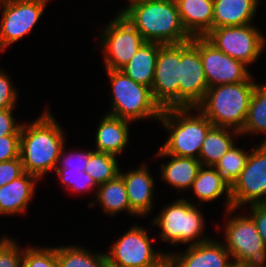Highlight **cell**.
Returning <instances> with one entry per match:
<instances>
[{
	"instance_id": "cell-31",
	"label": "cell",
	"mask_w": 266,
	"mask_h": 267,
	"mask_svg": "<svg viewBox=\"0 0 266 267\" xmlns=\"http://www.w3.org/2000/svg\"><path fill=\"white\" fill-rule=\"evenodd\" d=\"M23 267H59L56 247H27L23 250Z\"/></svg>"
},
{
	"instance_id": "cell-18",
	"label": "cell",
	"mask_w": 266,
	"mask_h": 267,
	"mask_svg": "<svg viewBox=\"0 0 266 267\" xmlns=\"http://www.w3.org/2000/svg\"><path fill=\"white\" fill-rule=\"evenodd\" d=\"M185 30L205 37L213 29V0H175Z\"/></svg>"
},
{
	"instance_id": "cell-38",
	"label": "cell",
	"mask_w": 266,
	"mask_h": 267,
	"mask_svg": "<svg viewBox=\"0 0 266 267\" xmlns=\"http://www.w3.org/2000/svg\"><path fill=\"white\" fill-rule=\"evenodd\" d=\"M14 108L0 110V136L20 135L22 124H16L12 116Z\"/></svg>"
},
{
	"instance_id": "cell-15",
	"label": "cell",
	"mask_w": 266,
	"mask_h": 267,
	"mask_svg": "<svg viewBox=\"0 0 266 267\" xmlns=\"http://www.w3.org/2000/svg\"><path fill=\"white\" fill-rule=\"evenodd\" d=\"M199 50L191 43H180L179 107H197L208 90Z\"/></svg>"
},
{
	"instance_id": "cell-36",
	"label": "cell",
	"mask_w": 266,
	"mask_h": 267,
	"mask_svg": "<svg viewBox=\"0 0 266 267\" xmlns=\"http://www.w3.org/2000/svg\"><path fill=\"white\" fill-rule=\"evenodd\" d=\"M25 173L20 157L0 162V187Z\"/></svg>"
},
{
	"instance_id": "cell-24",
	"label": "cell",
	"mask_w": 266,
	"mask_h": 267,
	"mask_svg": "<svg viewBox=\"0 0 266 267\" xmlns=\"http://www.w3.org/2000/svg\"><path fill=\"white\" fill-rule=\"evenodd\" d=\"M191 188L201 202L213 201L226 193V212L228 214L235 211L232 209L231 188L220 178L214 167L202 166Z\"/></svg>"
},
{
	"instance_id": "cell-45",
	"label": "cell",
	"mask_w": 266,
	"mask_h": 267,
	"mask_svg": "<svg viewBox=\"0 0 266 267\" xmlns=\"http://www.w3.org/2000/svg\"><path fill=\"white\" fill-rule=\"evenodd\" d=\"M229 267H242V265H240V264H237V263H233L231 266H229Z\"/></svg>"
},
{
	"instance_id": "cell-23",
	"label": "cell",
	"mask_w": 266,
	"mask_h": 267,
	"mask_svg": "<svg viewBox=\"0 0 266 267\" xmlns=\"http://www.w3.org/2000/svg\"><path fill=\"white\" fill-rule=\"evenodd\" d=\"M157 153L162 157L167 156L171 158L168 163L162 165V180H165L172 187L178 190H187L192 187L193 181L202 167L199 159L178 157L166 154L161 148Z\"/></svg>"
},
{
	"instance_id": "cell-43",
	"label": "cell",
	"mask_w": 266,
	"mask_h": 267,
	"mask_svg": "<svg viewBox=\"0 0 266 267\" xmlns=\"http://www.w3.org/2000/svg\"><path fill=\"white\" fill-rule=\"evenodd\" d=\"M9 0H0V5H3L2 7L4 8Z\"/></svg>"
},
{
	"instance_id": "cell-8",
	"label": "cell",
	"mask_w": 266,
	"mask_h": 267,
	"mask_svg": "<svg viewBox=\"0 0 266 267\" xmlns=\"http://www.w3.org/2000/svg\"><path fill=\"white\" fill-rule=\"evenodd\" d=\"M150 241L147 231L135 225L110 247L106 259L125 267H162L168 253L155 252Z\"/></svg>"
},
{
	"instance_id": "cell-26",
	"label": "cell",
	"mask_w": 266,
	"mask_h": 267,
	"mask_svg": "<svg viewBox=\"0 0 266 267\" xmlns=\"http://www.w3.org/2000/svg\"><path fill=\"white\" fill-rule=\"evenodd\" d=\"M96 200L100 202L105 213L117 214L121 211L137 215L131 208L123 178L119 174L115 178L98 185Z\"/></svg>"
},
{
	"instance_id": "cell-12",
	"label": "cell",
	"mask_w": 266,
	"mask_h": 267,
	"mask_svg": "<svg viewBox=\"0 0 266 267\" xmlns=\"http://www.w3.org/2000/svg\"><path fill=\"white\" fill-rule=\"evenodd\" d=\"M231 201L235 210L245 203L266 202V143L253 148L245 168L231 187Z\"/></svg>"
},
{
	"instance_id": "cell-19",
	"label": "cell",
	"mask_w": 266,
	"mask_h": 267,
	"mask_svg": "<svg viewBox=\"0 0 266 267\" xmlns=\"http://www.w3.org/2000/svg\"><path fill=\"white\" fill-rule=\"evenodd\" d=\"M38 177L25 172L0 187V215L23 213L34 195Z\"/></svg>"
},
{
	"instance_id": "cell-44",
	"label": "cell",
	"mask_w": 266,
	"mask_h": 267,
	"mask_svg": "<svg viewBox=\"0 0 266 267\" xmlns=\"http://www.w3.org/2000/svg\"><path fill=\"white\" fill-rule=\"evenodd\" d=\"M162 267H173V266L169 263V261H167Z\"/></svg>"
},
{
	"instance_id": "cell-42",
	"label": "cell",
	"mask_w": 266,
	"mask_h": 267,
	"mask_svg": "<svg viewBox=\"0 0 266 267\" xmlns=\"http://www.w3.org/2000/svg\"><path fill=\"white\" fill-rule=\"evenodd\" d=\"M8 240H9V238H7V237H3L2 239H0V247Z\"/></svg>"
},
{
	"instance_id": "cell-37",
	"label": "cell",
	"mask_w": 266,
	"mask_h": 267,
	"mask_svg": "<svg viewBox=\"0 0 266 267\" xmlns=\"http://www.w3.org/2000/svg\"><path fill=\"white\" fill-rule=\"evenodd\" d=\"M20 135L0 136V162L19 157Z\"/></svg>"
},
{
	"instance_id": "cell-16",
	"label": "cell",
	"mask_w": 266,
	"mask_h": 267,
	"mask_svg": "<svg viewBox=\"0 0 266 267\" xmlns=\"http://www.w3.org/2000/svg\"><path fill=\"white\" fill-rule=\"evenodd\" d=\"M230 253L223 243L206 240L189 245L184 254L168 253V261L173 267H229Z\"/></svg>"
},
{
	"instance_id": "cell-34",
	"label": "cell",
	"mask_w": 266,
	"mask_h": 267,
	"mask_svg": "<svg viewBox=\"0 0 266 267\" xmlns=\"http://www.w3.org/2000/svg\"><path fill=\"white\" fill-rule=\"evenodd\" d=\"M64 147L61 151V154L58 159V163L60 162L61 166H57L56 168H64L68 169V171H82L85 172L86 165L88 163L89 157L93 151L88 152H79V153H71L66 154L64 151ZM67 155V156H66ZM66 156V157H65Z\"/></svg>"
},
{
	"instance_id": "cell-3",
	"label": "cell",
	"mask_w": 266,
	"mask_h": 267,
	"mask_svg": "<svg viewBox=\"0 0 266 267\" xmlns=\"http://www.w3.org/2000/svg\"><path fill=\"white\" fill-rule=\"evenodd\" d=\"M198 110L193 116L190 112ZM169 137L161 149L168 155L198 159L212 122L197 107L163 109L160 119Z\"/></svg>"
},
{
	"instance_id": "cell-9",
	"label": "cell",
	"mask_w": 266,
	"mask_h": 267,
	"mask_svg": "<svg viewBox=\"0 0 266 267\" xmlns=\"http://www.w3.org/2000/svg\"><path fill=\"white\" fill-rule=\"evenodd\" d=\"M205 38L218 50L248 66L258 59L266 45L264 36L252 24L213 28Z\"/></svg>"
},
{
	"instance_id": "cell-22",
	"label": "cell",
	"mask_w": 266,
	"mask_h": 267,
	"mask_svg": "<svg viewBox=\"0 0 266 267\" xmlns=\"http://www.w3.org/2000/svg\"><path fill=\"white\" fill-rule=\"evenodd\" d=\"M161 45L158 42H146L120 70L135 82L151 88Z\"/></svg>"
},
{
	"instance_id": "cell-25",
	"label": "cell",
	"mask_w": 266,
	"mask_h": 267,
	"mask_svg": "<svg viewBox=\"0 0 266 267\" xmlns=\"http://www.w3.org/2000/svg\"><path fill=\"white\" fill-rule=\"evenodd\" d=\"M227 127L212 126L205 137L200 150L199 161L202 166H212L225 155V153L232 148L235 143L233 142V135H241L240 131Z\"/></svg>"
},
{
	"instance_id": "cell-40",
	"label": "cell",
	"mask_w": 266,
	"mask_h": 267,
	"mask_svg": "<svg viewBox=\"0 0 266 267\" xmlns=\"http://www.w3.org/2000/svg\"><path fill=\"white\" fill-rule=\"evenodd\" d=\"M152 1H157V0H129V5H134V4H139V3H143V2H152Z\"/></svg>"
},
{
	"instance_id": "cell-21",
	"label": "cell",
	"mask_w": 266,
	"mask_h": 267,
	"mask_svg": "<svg viewBox=\"0 0 266 267\" xmlns=\"http://www.w3.org/2000/svg\"><path fill=\"white\" fill-rule=\"evenodd\" d=\"M258 0H213V28L251 24Z\"/></svg>"
},
{
	"instance_id": "cell-10",
	"label": "cell",
	"mask_w": 266,
	"mask_h": 267,
	"mask_svg": "<svg viewBox=\"0 0 266 267\" xmlns=\"http://www.w3.org/2000/svg\"><path fill=\"white\" fill-rule=\"evenodd\" d=\"M105 68L120 70L147 41L120 13L101 33Z\"/></svg>"
},
{
	"instance_id": "cell-13",
	"label": "cell",
	"mask_w": 266,
	"mask_h": 267,
	"mask_svg": "<svg viewBox=\"0 0 266 267\" xmlns=\"http://www.w3.org/2000/svg\"><path fill=\"white\" fill-rule=\"evenodd\" d=\"M180 43L162 44L159 48L151 87L162 109L179 107Z\"/></svg>"
},
{
	"instance_id": "cell-28",
	"label": "cell",
	"mask_w": 266,
	"mask_h": 267,
	"mask_svg": "<svg viewBox=\"0 0 266 267\" xmlns=\"http://www.w3.org/2000/svg\"><path fill=\"white\" fill-rule=\"evenodd\" d=\"M59 267H104L106 255L92 254L79 246L56 248Z\"/></svg>"
},
{
	"instance_id": "cell-32",
	"label": "cell",
	"mask_w": 266,
	"mask_h": 267,
	"mask_svg": "<svg viewBox=\"0 0 266 267\" xmlns=\"http://www.w3.org/2000/svg\"><path fill=\"white\" fill-rule=\"evenodd\" d=\"M55 170L67 189L84 192L91 190L95 186L98 187L94 179L86 172L68 171V169L64 168H56Z\"/></svg>"
},
{
	"instance_id": "cell-14",
	"label": "cell",
	"mask_w": 266,
	"mask_h": 267,
	"mask_svg": "<svg viewBox=\"0 0 266 267\" xmlns=\"http://www.w3.org/2000/svg\"><path fill=\"white\" fill-rule=\"evenodd\" d=\"M48 0H9L2 10L0 51L31 32Z\"/></svg>"
},
{
	"instance_id": "cell-35",
	"label": "cell",
	"mask_w": 266,
	"mask_h": 267,
	"mask_svg": "<svg viewBox=\"0 0 266 267\" xmlns=\"http://www.w3.org/2000/svg\"><path fill=\"white\" fill-rule=\"evenodd\" d=\"M16 90L7 74L0 70V110L14 108L17 99Z\"/></svg>"
},
{
	"instance_id": "cell-30",
	"label": "cell",
	"mask_w": 266,
	"mask_h": 267,
	"mask_svg": "<svg viewBox=\"0 0 266 267\" xmlns=\"http://www.w3.org/2000/svg\"><path fill=\"white\" fill-rule=\"evenodd\" d=\"M85 172L94 179L97 185H100L118 176L120 167L115 155L93 150Z\"/></svg>"
},
{
	"instance_id": "cell-33",
	"label": "cell",
	"mask_w": 266,
	"mask_h": 267,
	"mask_svg": "<svg viewBox=\"0 0 266 267\" xmlns=\"http://www.w3.org/2000/svg\"><path fill=\"white\" fill-rule=\"evenodd\" d=\"M0 267H23V250L10 238L0 247Z\"/></svg>"
},
{
	"instance_id": "cell-4",
	"label": "cell",
	"mask_w": 266,
	"mask_h": 267,
	"mask_svg": "<svg viewBox=\"0 0 266 267\" xmlns=\"http://www.w3.org/2000/svg\"><path fill=\"white\" fill-rule=\"evenodd\" d=\"M255 86L253 81H242L209 87L197 108L214 126L241 131Z\"/></svg>"
},
{
	"instance_id": "cell-5",
	"label": "cell",
	"mask_w": 266,
	"mask_h": 267,
	"mask_svg": "<svg viewBox=\"0 0 266 267\" xmlns=\"http://www.w3.org/2000/svg\"><path fill=\"white\" fill-rule=\"evenodd\" d=\"M112 85V109L109 115L135 121L142 118L159 120L163 109L155 101L150 87L139 84L121 70L106 69Z\"/></svg>"
},
{
	"instance_id": "cell-11",
	"label": "cell",
	"mask_w": 266,
	"mask_h": 267,
	"mask_svg": "<svg viewBox=\"0 0 266 267\" xmlns=\"http://www.w3.org/2000/svg\"><path fill=\"white\" fill-rule=\"evenodd\" d=\"M191 43L200 52L208 87L253 80L248 65L218 50L205 37H192Z\"/></svg>"
},
{
	"instance_id": "cell-6",
	"label": "cell",
	"mask_w": 266,
	"mask_h": 267,
	"mask_svg": "<svg viewBox=\"0 0 266 267\" xmlns=\"http://www.w3.org/2000/svg\"><path fill=\"white\" fill-rule=\"evenodd\" d=\"M202 215L194 203L180 198L165 206L160 215L152 221L162 229L159 234L162 241L177 246L178 243L186 244L193 240L190 245H195L210 239L206 236L199 237L205 227Z\"/></svg>"
},
{
	"instance_id": "cell-29",
	"label": "cell",
	"mask_w": 266,
	"mask_h": 267,
	"mask_svg": "<svg viewBox=\"0 0 266 267\" xmlns=\"http://www.w3.org/2000/svg\"><path fill=\"white\" fill-rule=\"evenodd\" d=\"M250 153L235 145L215 164L220 178L231 188L241 171L245 168Z\"/></svg>"
},
{
	"instance_id": "cell-2",
	"label": "cell",
	"mask_w": 266,
	"mask_h": 267,
	"mask_svg": "<svg viewBox=\"0 0 266 267\" xmlns=\"http://www.w3.org/2000/svg\"><path fill=\"white\" fill-rule=\"evenodd\" d=\"M147 42L179 44L192 36L185 30L175 0L143 2L119 12Z\"/></svg>"
},
{
	"instance_id": "cell-7",
	"label": "cell",
	"mask_w": 266,
	"mask_h": 267,
	"mask_svg": "<svg viewBox=\"0 0 266 267\" xmlns=\"http://www.w3.org/2000/svg\"><path fill=\"white\" fill-rule=\"evenodd\" d=\"M225 242L234 263L242 267L266 266V245L248 216L230 218L225 225Z\"/></svg>"
},
{
	"instance_id": "cell-39",
	"label": "cell",
	"mask_w": 266,
	"mask_h": 267,
	"mask_svg": "<svg viewBox=\"0 0 266 267\" xmlns=\"http://www.w3.org/2000/svg\"><path fill=\"white\" fill-rule=\"evenodd\" d=\"M251 216L255 223L256 229L266 245V204L256 203L250 205Z\"/></svg>"
},
{
	"instance_id": "cell-27",
	"label": "cell",
	"mask_w": 266,
	"mask_h": 267,
	"mask_svg": "<svg viewBox=\"0 0 266 267\" xmlns=\"http://www.w3.org/2000/svg\"><path fill=\"white\" fill-rule=\"evenodd\" d=\"M254 132L266 134V85L256 84L250 98L245 124L240 131L241 135ZM262 143H266V138Z\"/></svg>"
},
{
	"instance_id": "cell-41",
	"label": "cell",
	"mask_w": 266,
	"mask_h": 267,
	"mask_svg": "<svg viewBox=\"0 0 266 267\" xmlns=\"http://www.w3.org/2000/svg\"><path fill=\"white\" fill-rule=\"evenodd\" d=\"M104 267H125V266H121V265H118L116 263H112L110 261H108L107 259L105 260V264H104Z\"/></svg>"
},
{
	"instance_id": "cell-17",
	"label": "cell",
	"mask_w": 266,
	"mask_h": 267,
	"mask_svg": "<svg viewBox=\"0 0 266 267\" xmlns=\"http://www.w3.org/2000/svg\"><path fill=\"white\" fill-rule=\"evenodd\" d=\"M123 178L130 208L138 215L145 216L152 210L154 179L146 165L127 173L119 172Z\"/></svg>"
},
{
	"instance_id": "cell-1",
	"label": "cell",
	"mask_w": 266,
	"mask_h": 267,
	"mask_svg": "<svg viewBox=\"0 0 266 267\" xmlns=\"http://www.w3.org/2000/svg\"><path fill=\"white\" fill-rule=\"evenodd\" d=\"M65 139L63 129L48 110L31 124H22L19 157L24 171L40 179L55 170Z\"/></svg>"
},
{
	"instance_id": "cell-20",
	"label": "cell",
	"mask_w": 266,
	"mask_h": 267,
	"mask_svg": "<svg viewBox=\"0 0 266 267\" xmlns=\"http://www.w3.org/2000/svg\"><path fill=\"white\" fill-rule=\"evenodd\" d=\"M131 121L112 115H105L96 132V150L118 156L128 144Z\"/></svg>"
}]
</instances>
